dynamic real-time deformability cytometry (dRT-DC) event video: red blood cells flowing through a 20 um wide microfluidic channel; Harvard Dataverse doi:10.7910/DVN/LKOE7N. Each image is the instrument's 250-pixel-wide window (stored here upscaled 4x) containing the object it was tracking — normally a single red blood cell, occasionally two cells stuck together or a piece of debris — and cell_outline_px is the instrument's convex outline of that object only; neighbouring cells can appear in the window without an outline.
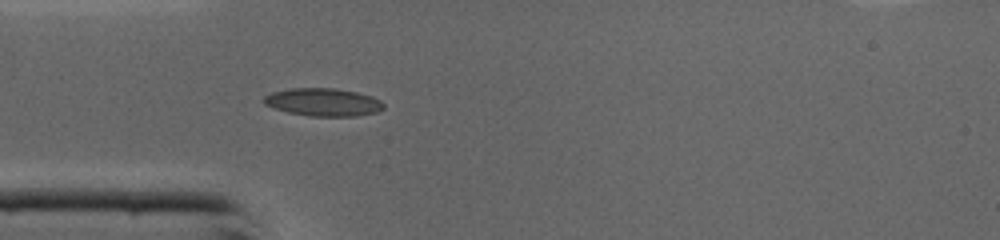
{"species": "common noctule bat (a hibernating species)", "species_latin": "Nyctalus noctula", "temperature_condition": "cold", "stored_images_in_passage": 46, "camera_frame_rate_fps": 3000, "um_per_image_px": 0.085, "animal": {"sex": "male", "body_mass_g": 19.0, "forearm_length_mm": 50.8}, "frame": {"image": 1, "passage_image": 13, "time_ms": 4.0, "image_size_px": [1000, 240], "cell_outline_px": [[384, 108], [376, 112], [356, 116], [312, 116], [288, 112], [264, 104], [260, 100], [264, 96], [272, 92], [292, 88], [336, 88], [356, 92], [372, 96], [380, 100], [384, 104]], "centroid_in_image_um": [27.46, 8.68], "position_along_channel_um": 57.5, "area_um2": 19.42}}
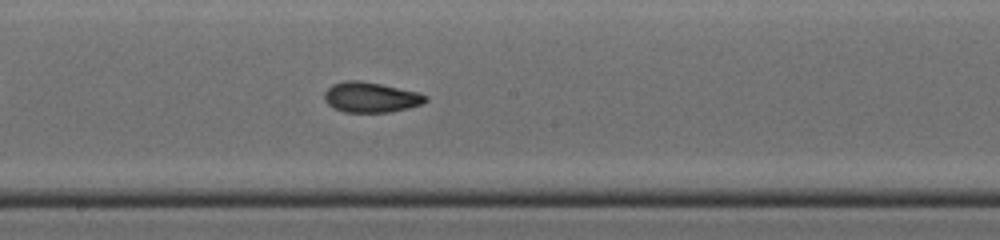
{"frame": {"image": 2, "passage_image": 24, "time_ms": 7.667, "image_size_px": [1000, 240], "cell_outline_px": [[428, 100], [420, 104], [408, 108], [388, 112], [344, 112], [328, 104], [324, 100], [324, 92], [332, 84], [344, 80], [360, 80], [420, 92], [428, 96]], "centroid_in_image_um": [31.52, 8.25], "position_along_channel_um": 216.7, "area_um2": 17.86}}
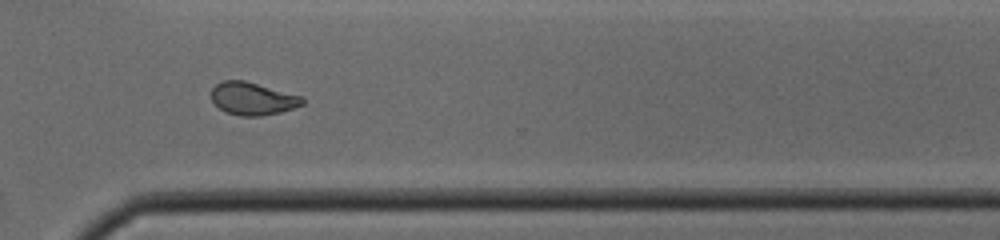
{"frame": {"image": 3, "passage_image": 33, "time_ms": 10.667, "image_size_px": [1000, 240], "cell_outline_px": [[304, 104], [280, 112], [260, 116], [240, 116], [224, 112], [212, 100], [212, 88], [216, 84], [224, 80], [244, 80], [304, 96]], "centroid_in_image_um": [21.49, 8.38], "position_along_channel_um": 349.1, "area_um2": 17.4}, "authors_computed_cell_mechanics": {"area_um2": 17.6001, "velocity_mm_per_s": 4.3929, "shape_relaxation_time_tau1_ms": null, "shape_relaxation_time_tau2_ms": 2.3022, "deformation_change_tau1": null, "deformation_change_tau2": 0.0835}}